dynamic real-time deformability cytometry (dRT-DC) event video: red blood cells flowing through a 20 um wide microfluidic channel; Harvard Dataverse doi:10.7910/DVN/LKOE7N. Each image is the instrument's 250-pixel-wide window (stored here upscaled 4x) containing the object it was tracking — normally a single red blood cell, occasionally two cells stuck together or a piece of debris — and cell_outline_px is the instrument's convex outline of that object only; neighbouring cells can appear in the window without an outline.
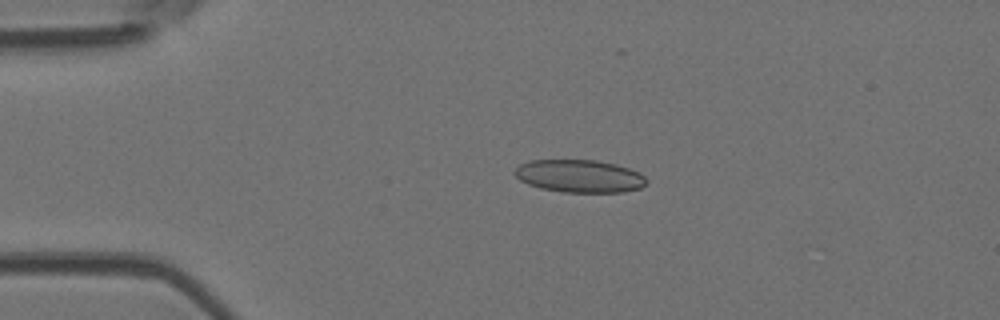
{"species": "Egyptian fruit bat (a non-hibernating species)", "species_latin": "Rousettus aegyptiacus", "temperature_condition": "room temperature", "stored_images_in_passage": 5, "camera_frame_rate_fps": 3000, "um_per_image_px": 0.085, "animal": {"sex": "female"}, "frame": {"image": 1, "passage_image": 4, "time_ms": 3.333, "image_size_px": [1000, 320], "cell_outline_px": [[648, 180], [640, 188], [624, 192], [564, 192], [540, 188], [528, 184], [520, 180], [512, 172], [520, 164], [528, 160], [596, 160], [616, 164], [640, 172]], "centroid_in_image_um": [49.25, 14.96], "position_along_channel_um": 35.8, "area_um2": 25.2}}
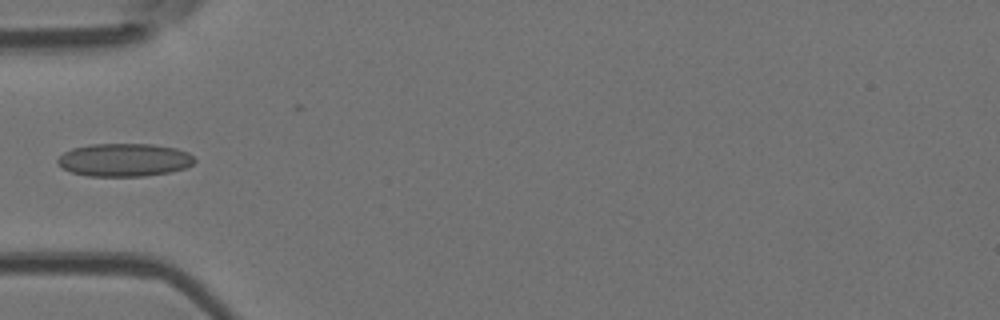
{"frame": {"image": 2, "passage_image": 5, "time_ms": 5.333, "image_size_px": [1000, 320], "cell_outline_px": [[196, 160], [192, 164], [184, 168], [168, 172], [144, 176], [88, 176], [72, 172], [56, 164], [56, 160], [64, 152], [72, 148], [88, 144], [152, 144], [176, 148], [188, 152]], "centroid_in_image_um": [10.54, 13.58], "position_along_channel_um": 74.5, "area_um2": 26.36}}